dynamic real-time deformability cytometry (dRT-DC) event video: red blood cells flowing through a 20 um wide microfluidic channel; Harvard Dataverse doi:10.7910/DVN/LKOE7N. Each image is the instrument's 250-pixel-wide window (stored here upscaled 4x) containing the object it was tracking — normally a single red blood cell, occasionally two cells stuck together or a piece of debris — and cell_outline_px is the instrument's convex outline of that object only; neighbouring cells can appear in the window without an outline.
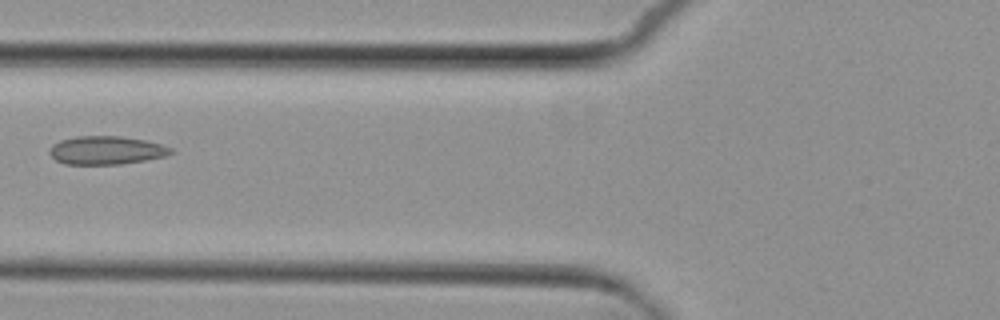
{"species": "common noctule bat (a hibernating species)", "species_latin": "Nyctalus noctula", "temperature_condition": "cold", "stored_images_in_passage": 7, "camera_frame_rate_fps": 3000, "um_per_image_px": 0.085, "animal": {"sex": "female", "body_mass_g": 29.2, "forearm_length_mm": 56.3}, "frame": {"image": 1, "passage_image": 7, "time_ms": 7.0, "image_size_px": [1000, 320], "cell_outline_px": [[176, 152], [164, 156], [144, 160], [120, 164], [64, 164], [56, 160], [48, 152], [52, 144], [60, 140], [76, 136], [120, 136], [144, 140], [160, 144], [172, 148]], "centroid_in_image_um": [9.01, 12.77], "position_along_channel_um": 116.8, "area_um2": 20.0}}